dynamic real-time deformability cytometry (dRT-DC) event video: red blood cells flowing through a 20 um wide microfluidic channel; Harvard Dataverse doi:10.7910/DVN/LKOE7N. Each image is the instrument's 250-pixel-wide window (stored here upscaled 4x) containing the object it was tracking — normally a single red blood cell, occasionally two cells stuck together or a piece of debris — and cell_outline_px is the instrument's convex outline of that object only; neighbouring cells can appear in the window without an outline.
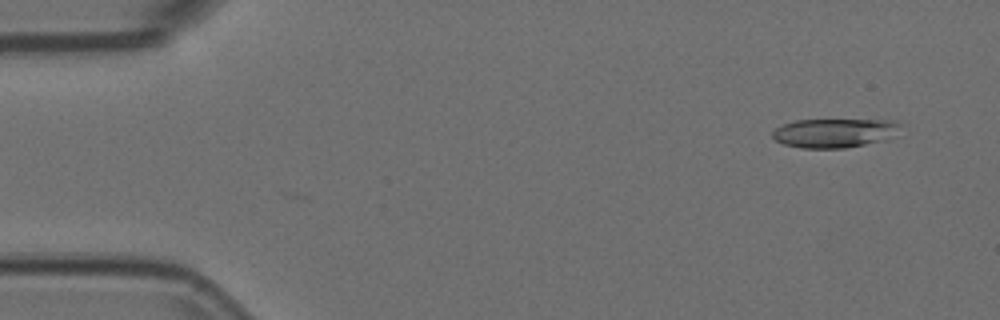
{"species": "Egyptian fruit bat (a non-hibernating species)", "species_latin": "Rousettus aegyptiacus", "temperature_condition": "room temperature", "stored_images_in_passage": 10, "camera_frame_rate_fps": 3000, "um_per_image_px": 0.085, "animal": {"sex": "female"}, "frame": {"image": 1, "passage_image": 2, "time_ms": 0.333, "image_size_px": [1000, 320], "cell_outline_px": [[904, 124], [884, 140], [844, 148], [800, 148], [784, 144], [776, 140], [772, 136], [772, 132], [776, 128], [784, 124], [796, 120], [900, 120]], "centroid_in_image_um": [70.92, 11.29], "position_along_channel_um": 14.1, "area_um2": 21.5}}